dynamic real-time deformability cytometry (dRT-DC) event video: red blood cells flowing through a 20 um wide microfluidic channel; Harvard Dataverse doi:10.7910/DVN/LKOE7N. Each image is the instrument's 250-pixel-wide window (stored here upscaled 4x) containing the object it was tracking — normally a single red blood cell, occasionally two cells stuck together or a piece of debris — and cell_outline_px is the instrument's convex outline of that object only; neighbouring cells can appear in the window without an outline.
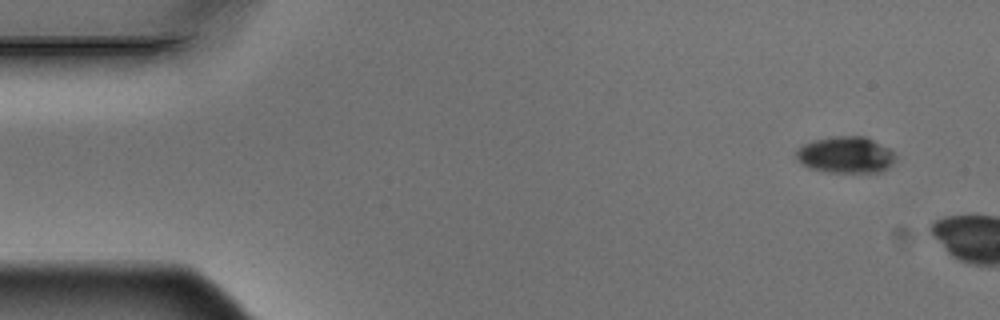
{"species": "Egyptian fruit bat (a non-hibernating species)", "species_latin": "Rousettus aegyptiacus", "temperature_condition": "warm", "stored_images_in_passage": 2, "camera_frame_rate_fps": 3000, "um_per_image_px": 0.085, "animal": {"sex": "male"}, "frame": {"image": 1, "passage_image": 1, "time_ms": 0.0, "image_size_px": [1000, 320], "cell_outline_px": [[896, 156], [892, 164], [888, 168], [880, 172], [828, 172], [808, 168], [796, 160], [796, 148], [812, 140], [836, 136], [864, 136], [888, 148]], "centroid_in_image_um": [71.84, 13.17], "position_along_channel_um": 13.2, "area_um2": 21.15}}